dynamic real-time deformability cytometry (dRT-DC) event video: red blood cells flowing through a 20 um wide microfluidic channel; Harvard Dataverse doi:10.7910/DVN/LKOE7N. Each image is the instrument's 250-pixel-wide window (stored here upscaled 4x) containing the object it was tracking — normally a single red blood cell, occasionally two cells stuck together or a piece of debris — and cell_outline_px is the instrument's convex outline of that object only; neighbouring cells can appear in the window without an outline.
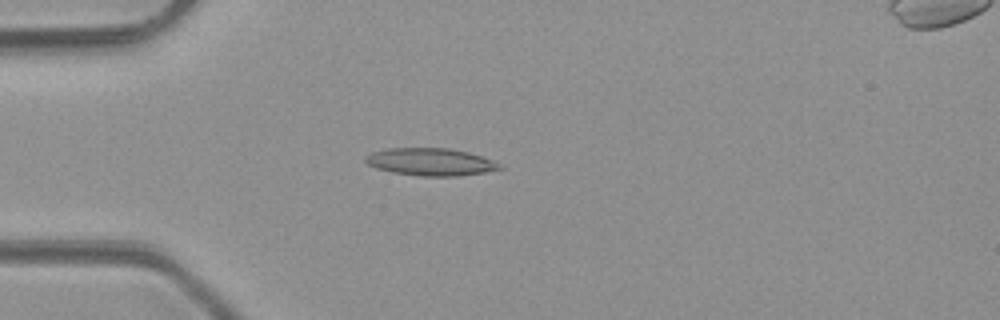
{"species": "common noctule bat (a hibernating species)", "species_latin": "Nyctalus noctula", "temperature_condition": "room temperature", "stored_images_in_passage": 4, "camera_frame_rate_fps": 3000, "um_per_image_px": 0.085, "animal": {"sex": "male", "body_mass_g": 23.1, "forearm_length_mm": 52.7}, "frame": {"image": 1, "passage_image": 4, "time_ms": 3.333, "image_size_px": [1000, 320], "cell_outline_px": [[504, 168], [484, 172], [456, 176], [420, 176], [392, 172], [376, 168], [368, 164], [364, 160], [364, 156], [372, 152], [388, 148], [448, 148], [468, 152], [492, 160], [500, 164]], "centroid_in_image_um": [36.57, 13.76], "position_along_channel_um": 48.4, "area_um2": 21.39}}